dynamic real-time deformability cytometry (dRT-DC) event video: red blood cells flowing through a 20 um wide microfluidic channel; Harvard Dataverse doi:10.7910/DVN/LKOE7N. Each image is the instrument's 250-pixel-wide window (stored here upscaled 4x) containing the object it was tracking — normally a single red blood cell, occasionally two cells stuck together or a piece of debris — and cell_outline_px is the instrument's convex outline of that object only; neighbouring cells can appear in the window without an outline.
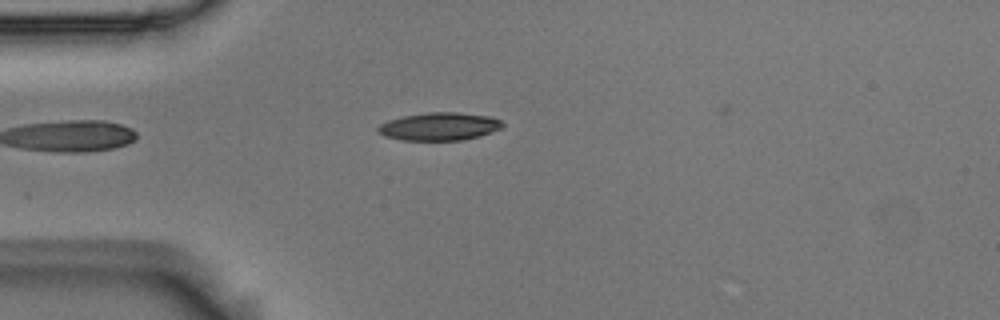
{"species": "Egyptian fruit bat (a non-hibernating species)", "species_latin": "Rousettus aegyptiacus", "temperature_condition": "room temperature", "stored_images_in_passage": 4, "camera_frame_rate_fps": 3000, "um_per_image_px": 0.085, "animal": {"sex": "male"}, "frame": {"image": 1, "passage_image": 4, "time_ms": 1.0, "image_size_px": [1000, 320], "cell_outline_px": [[504, 124], [500, 128], [492, 132], [480, 136], [464, 140], [400, 140], [384, 136], [376, 132], [376, 128], [380, 124], [388, 120], [404, 116], [428, 112], [456, 112], [492, 116], [500, 120]], "centroid_in_image_um": [37.33, 10.75], "position_along_channel_um": 47.7, "area_um2": 20.4}}